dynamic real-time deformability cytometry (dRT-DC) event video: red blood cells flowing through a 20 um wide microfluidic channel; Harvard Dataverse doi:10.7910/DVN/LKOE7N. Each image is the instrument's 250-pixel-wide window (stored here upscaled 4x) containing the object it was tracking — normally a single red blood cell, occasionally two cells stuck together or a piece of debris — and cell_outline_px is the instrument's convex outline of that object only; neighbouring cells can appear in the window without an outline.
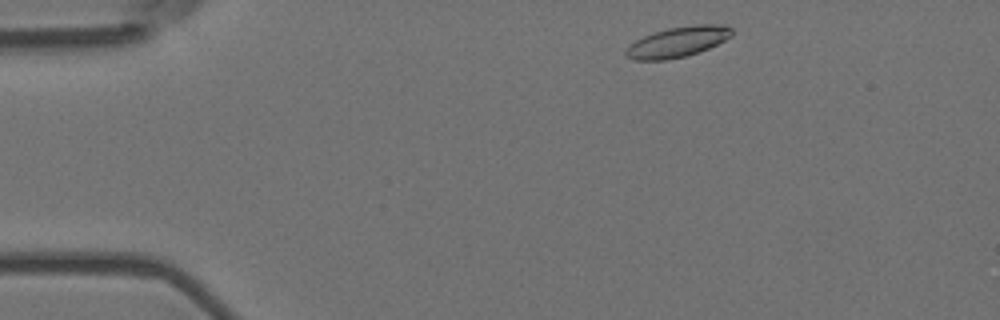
{"species": "Egyptian fruit bat (a non-hibernating species)", "species_latin": "Rousettus aegyptiacus", "temperature_condition": "room temperature", "stored_images_in_passage": 9, "camera_frame_rate_fps": 3000, "um_per_image_px": 0.085, "animal": {"sex": "female"}, "frame": {"image": 1, "passage_image": 2, "time_ms": 0.333, "image_size_px": [1000, 320], "cell_outline_px": [[732, 36], [708, 48], [684, 56], [664, 60], [632, 60], [624, 56], [624, 52], [628, 44], [644, 36], [668, 28], [696, 24], [724, 24], [732, 28]], "centroid_in_image_um": [57.57, 3.56], "position_along_channel_um": 27.4, "area_um2": 18.73}}